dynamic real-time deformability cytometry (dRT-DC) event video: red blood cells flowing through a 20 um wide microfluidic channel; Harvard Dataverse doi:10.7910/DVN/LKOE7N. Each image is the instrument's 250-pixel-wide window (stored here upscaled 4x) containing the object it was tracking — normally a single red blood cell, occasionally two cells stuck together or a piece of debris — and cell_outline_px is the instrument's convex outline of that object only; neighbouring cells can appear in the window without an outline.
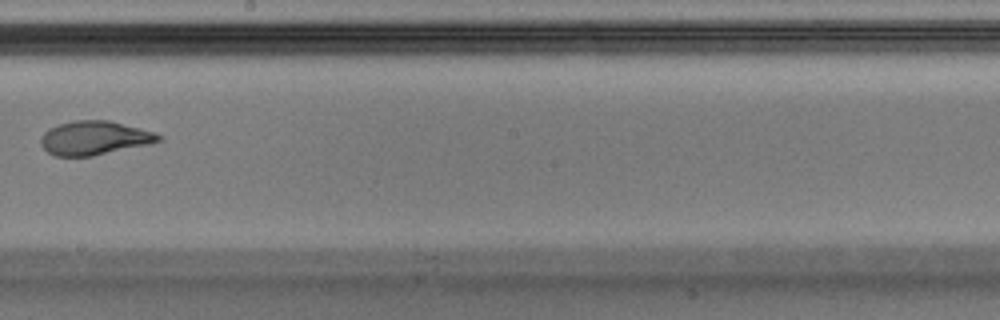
{"species": "Egyptian fruit bat (a non-hibernating species)", "species_latin": "Rousettus aegyptiacus", "temperature_condition": "warm", "stored_images_in_passage": 11, "camera_frame_rate_fps": 3000, "um_per_image_px": 0.085, "animal": {"sex": "male"}, "frame": {"image": 1, "passage_image": 10, "time_ms": 3.0, "image_size_px": [1000, 320], "cell_outline_px": [[164, 140], [148, 144], [92, 156], [56, 156], [48, 152], [40, 144], [40, 140], [44, 132], [48, 128], [72, 120], [108, 120], [140, 128], [164, 136]], "centroid_in_image_um": [8.02, 11.72], "position_along_channel_um": 240.2, "area_um2": 23.18}}